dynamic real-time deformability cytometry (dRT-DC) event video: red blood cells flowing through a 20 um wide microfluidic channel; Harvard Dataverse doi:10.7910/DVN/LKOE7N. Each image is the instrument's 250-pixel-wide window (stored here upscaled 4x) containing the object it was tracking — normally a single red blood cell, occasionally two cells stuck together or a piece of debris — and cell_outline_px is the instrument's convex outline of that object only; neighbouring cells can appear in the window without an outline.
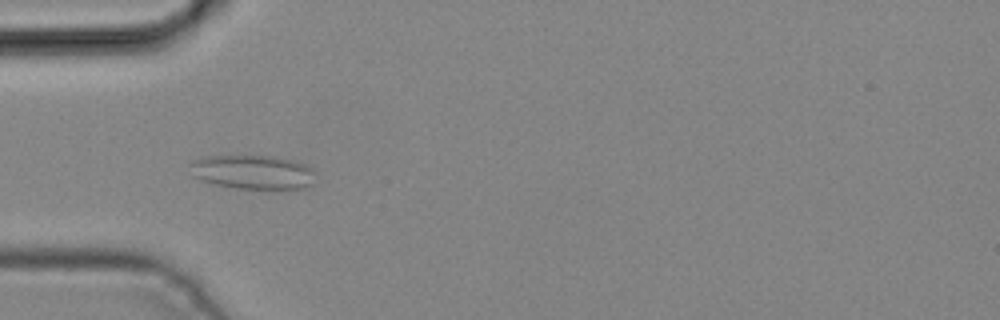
{"species": "common noctule bat (a hibernating species)", "species_latin": "Nyctalus noctula", "temperature_condition": "cold", "stored_images_in_passage": 4, "camera_frame_rate_fps": 3000, "um_per_image_px": 0.085, "animal": {"sex": "male", "body_mass_g": 19.2, "forearm_length_mm": 51.8}, "frame": {"image": 1, "passage_image": 3, "time_ms": 0.667, "image_size_px": [1000, 320], "cell_outline_px": [[316, 172], [312, 184], [308, 188], [288, 192], [236, 188], [212, 184], [200, 180], [192, 176], [188, 164], [192, 160], [204, 156], [272, 156], [292, 160], [304, 164], [312, 168]], "centroid_in_image_um": [21.53, 14.68], "position_along_channel_um": 63.5, "area_um2": 26.18}}
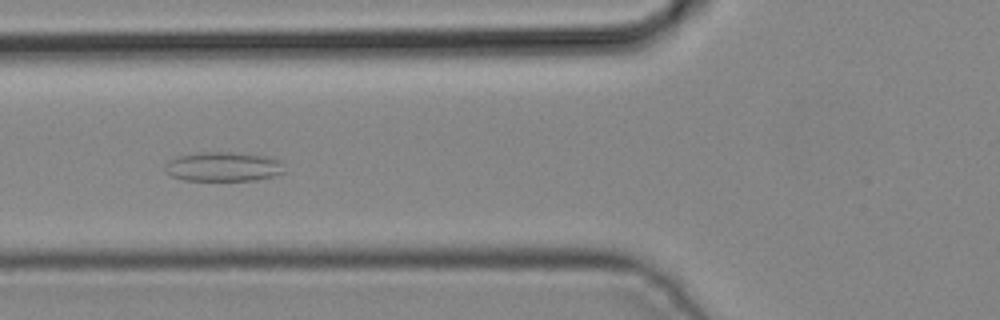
{"frame": {"image": 2, "passage_image": 4, "time_ms": 1.0, "image_size_px": [1000, 320], "cell_outline_px": [[288, 172], [256, 180], [184, 180], [172, 176], [164, 168], [164, 164], [168, 160], [180, 156], [200, 152], [232, 152], [272, 156], [280, 160]], "centroid_in_image_um": [19.05, 14.16], "position_along_channel_um": 106.8, "area_um2": 20.69}}